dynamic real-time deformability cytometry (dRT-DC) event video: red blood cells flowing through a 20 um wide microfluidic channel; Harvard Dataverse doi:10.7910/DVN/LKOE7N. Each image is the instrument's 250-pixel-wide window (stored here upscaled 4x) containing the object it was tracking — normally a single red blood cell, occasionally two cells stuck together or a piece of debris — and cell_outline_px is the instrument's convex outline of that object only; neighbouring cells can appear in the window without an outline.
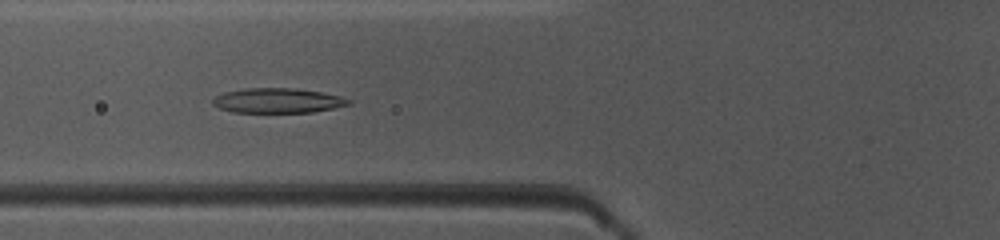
{"species": "common noctule bat (a hibernating species)", "species_latin": "Nyctalus noctula", "temperature_condition": "warm", "stored_images_in_passage": 39, "camera_frame_rate_fps": 3000, "um_per_image_px": 0.085, "animal": {"sex": "female", "body_mass_g": 10.0, "forearm_length_mm": 53.1}, "frame": {"image": 1, "passage_image": 9, "time_ms": 2.667, "image_size_px": [1000, 240], "cell_outline_px": [[352, 104], [312, 112], [232, 112], [220, 108], [212, 104], [212, 100], [216, 96], [224, 92], [244, 88], [292, 88], [320, 92], [340, 96], [352, 100]], "centroid_in_image_um": [23.59, 8.55], "position_along_channel_um": 102.2, "area_um2": 19.54}}
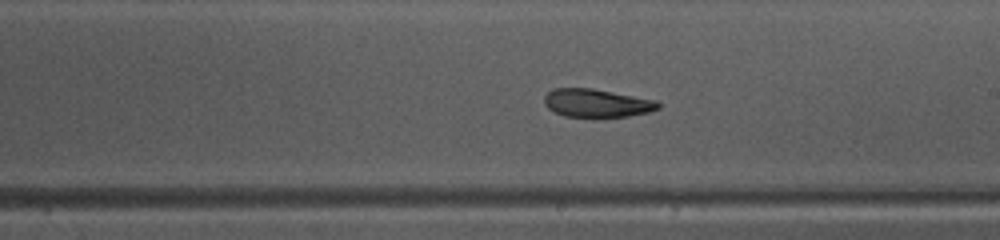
{"frame": {"image": 2, "passage_image": 19, "time_ms": 6.0, "image_size_px": [1000, 240], "cell_outline_px": [[660, 108], [648, 112], [628, 116], [592, 120], [564, 116], [548, 108], [544, 104], [544, 96], [552, 88], [592, 88], [656, 100], [660, 104]], "centroid_in_image_um": [50.7, 8.8], "position_along_channel_um": 238.3, "area_um2": 19.42}}
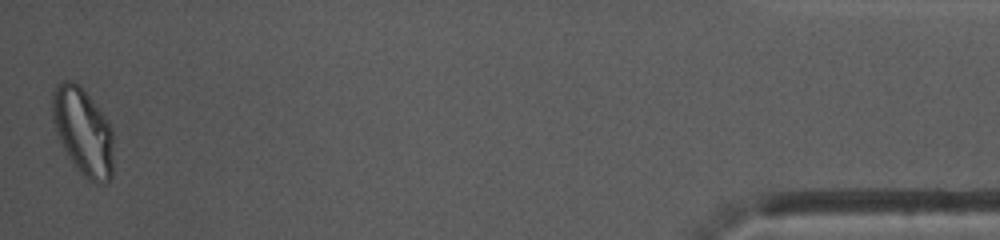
{"frame": {"image": 3, "passage_image": 39, "time_ms": 12.667, "image_size_px": [1000, 240], "cell_outline_px": [[112, 176], [104, 184], [100, 184], [88, 180], [76, 168], [68, 156], [56, 132], [52, 120], [52, 92], [64, 80], [72, 80], [88, 96], [108, 120], [112, 128]], "centroid_in_image_um": [7.06, 11.21], "position_along_channel_um": 428.1, "area_um2": 30.63}, "authors_computed_cell_mechanics": {"area_um2": 20.6346, "velocity_mm_per_s": 4.0688, "shape_relaxation_time_tau1_ms": 6.1767, "shape_relaxation_time_tau2_ms": 2.1187, "deformation_change_tau1": 0.1949, "deformation_change_tau2": 0.0706}}